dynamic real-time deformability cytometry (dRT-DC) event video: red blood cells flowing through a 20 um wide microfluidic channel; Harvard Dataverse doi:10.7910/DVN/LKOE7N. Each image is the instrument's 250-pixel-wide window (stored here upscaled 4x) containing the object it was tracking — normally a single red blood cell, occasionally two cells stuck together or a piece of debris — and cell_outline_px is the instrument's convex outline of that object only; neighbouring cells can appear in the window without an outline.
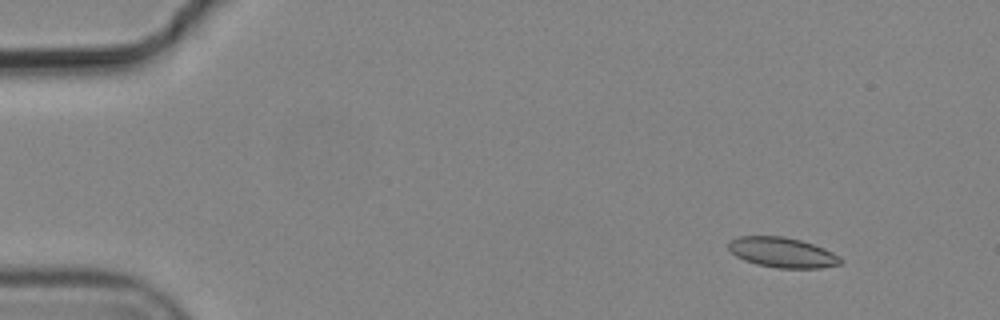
{"species": "common noctule bat (a hibernating species)", "species_latin": "Nyctalus noctula", "temperature_condition": "cold", "stored_images_in_passage": 5, "camera_frame_rate_fps": 3000, "um_per_image_px": 0.085, "animal": {"sex": "male", "body_mass_g": 19.2, "forearm_length_mm": 51.8}, "frame": {"image": 1, "passage_image": 2, "time_ms": 0.333, "image_size_px": [1000, 320], "cell_outline_px": [[844, 260], [840, 264], [820, 268], [776, 268], [756, 264], [744, 260], [736, 256], [728, 248], [728, 244], [732, 240], [740, 236], [784, 236], [800, 240], [824, 248], [840, 256]], "centroid_in_image_um": [66.52, 21.46], "position_along_channel_um": 18.5, "area_um2": 19.65}}
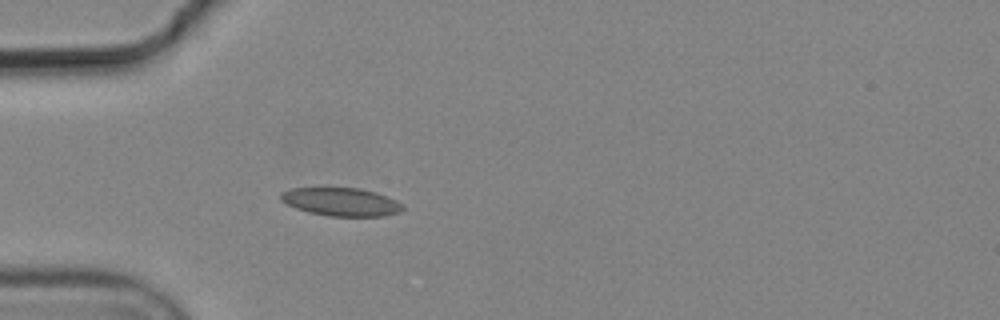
{"frame": {"image": 2, "passage_image": 5, "time_ms": 1.333, "image_size_px": [1000, 320], "cell_outline_px": [[404, 208], [400, 212], [384, 216], [328, 216], [308, 212], [296, 208], [280, 200], [280, 192], [292, 188], [360, 188], [376, 192], [396, 200]], "centroid_in_image_um": [28.98, 17.16], "position_along_channel_um": 56.0, "area_um2": 20.0}}